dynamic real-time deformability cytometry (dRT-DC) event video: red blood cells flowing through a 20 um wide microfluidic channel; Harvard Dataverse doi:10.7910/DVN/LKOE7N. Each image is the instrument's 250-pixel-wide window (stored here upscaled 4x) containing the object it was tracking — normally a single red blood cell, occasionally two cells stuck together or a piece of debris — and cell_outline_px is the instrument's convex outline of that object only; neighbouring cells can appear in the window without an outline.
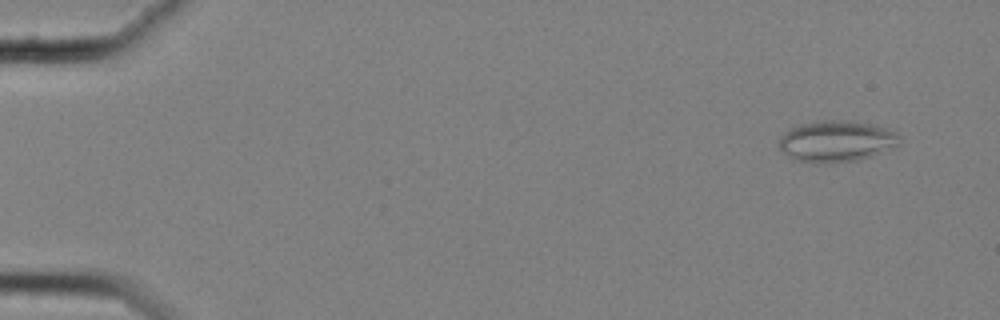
{"species": "common noctule bat (a hibernating species)", "species_latin": "Nyctalus noctula", "temperature_condition": "cold", "stored_images_in_passage": 56, "camera_frame_rate_fps": 3000, "um_per_image_px": 0.085, "animal": {"sex": "female", "body_mass_g": 25.1}, "frame": {"image": 1, "passage_image": 2, "time_ms": 0.333, "image_size_px": [1000, 320], "cell_outline_px": [[900, 144], [892, 148], [856, 160], [824, 164], [816, 164], [796, 160], [788, 156], [780, 148], [780, 136], [784, 132], [800, 124], [824, 120], [852, 120], [872, 124], [896, 132], [900, 136]], "centroid_in_image_um": [71.09, 12.0], "position_along_channel_um": 13.9, "area_um2": 28.96}}
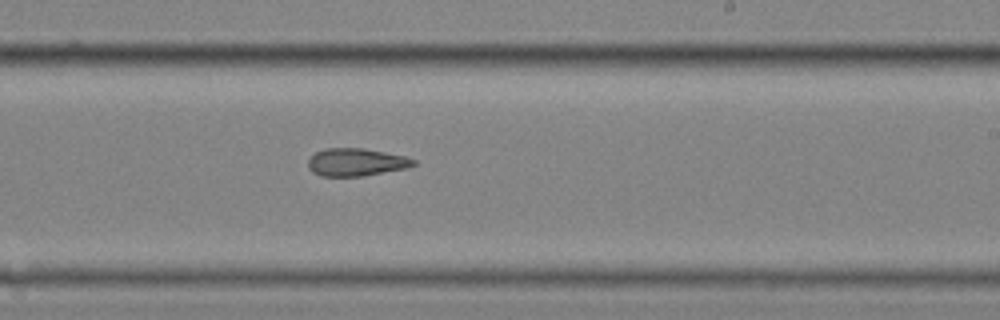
{"frame": {"image": 2, "passage_image": 34, "time_ms": 11.0, "image_size_px": [1000, 320], "cell_outline_px": [[416, 164], [408, 168], [364, 176], [320, 176], [312, 172], [308, 168], [308, 160], [316, 152], [324, 148], [364, 148], [404, 156], [416, 160]], "centroid_in_image_um": [30.27, 13.79], "position_along_channel_um": 258.7, "area_um2": 17.11}}
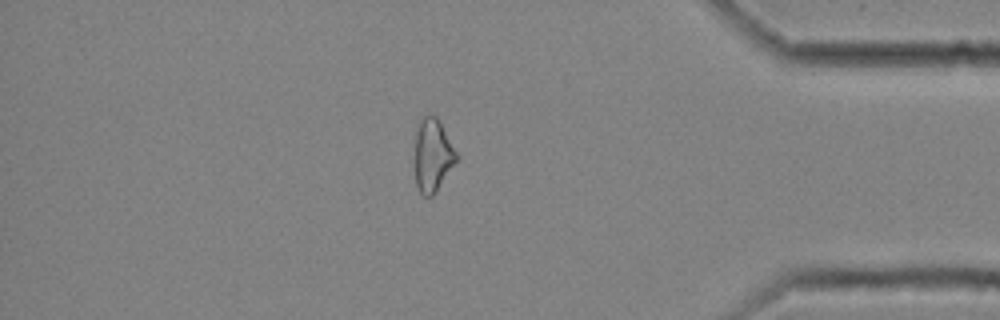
{"frame": {"image": 3, "passage_image": 48, "time_ms": 15.667, "image_size_px": [1000, 320], "cell_outline_px": [[460, 156], [436, 192], [432, 196], [424, 196], [420, 192], [416, 184], [416, 128], [420, 120], [424, 116], [436, 116]], "centroid_in_image_um": [36.8, 13.21], "position_along_channel_um": 398.4, "area_um2": 17.51}, "authors_computed_cell_mechanics": {"area_um2": 19.6809, "velocity_mm_per_s": 3.5575, "shape_relaxation_time_tau1_ms": null, "shape_relaxation_time_tau2_ms": 4.1088, "deformation_change_tau1": null, "deformation_change_tau2": 0.1211}}